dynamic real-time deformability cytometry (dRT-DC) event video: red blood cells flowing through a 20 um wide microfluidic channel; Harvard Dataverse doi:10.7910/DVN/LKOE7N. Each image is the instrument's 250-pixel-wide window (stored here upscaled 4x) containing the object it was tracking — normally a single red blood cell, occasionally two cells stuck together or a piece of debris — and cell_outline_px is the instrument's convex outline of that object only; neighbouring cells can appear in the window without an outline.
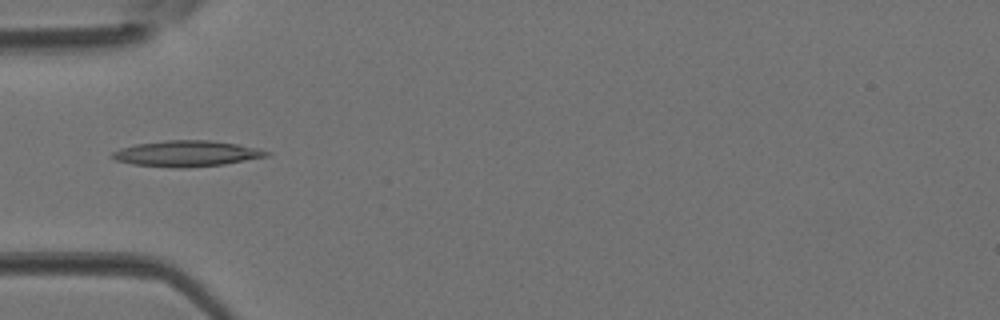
{"species": "Egyptian fruit bat (a non-hibernating species)", "species_latin": "Rousettus aegyptiacus", "temperature_condition": "room temperature", "stored_images_in_passage": 4, "camera_frame_rate_fps": 3000, "um_per_image_px": 0.085, "animal": {"sex": "female"}, "frame": {"image": 1, "passage_image": 4, "time_ms": 1.0, "image_size_px": [1000, 320], "cell_outline_px": [[272, 152], [268, 156], [224, 164], [184, 168], [172, 168], [132, 164], [116, 160], [108, 156], [112, 152], [120, 148], [136, 144], [168, 140], [208, 140], [236, 144], [256, 148]], "centroid_in_image_um": [15.82, 13.06], "position_along_channel_um": 69.2, "area_um2": 23.24}}